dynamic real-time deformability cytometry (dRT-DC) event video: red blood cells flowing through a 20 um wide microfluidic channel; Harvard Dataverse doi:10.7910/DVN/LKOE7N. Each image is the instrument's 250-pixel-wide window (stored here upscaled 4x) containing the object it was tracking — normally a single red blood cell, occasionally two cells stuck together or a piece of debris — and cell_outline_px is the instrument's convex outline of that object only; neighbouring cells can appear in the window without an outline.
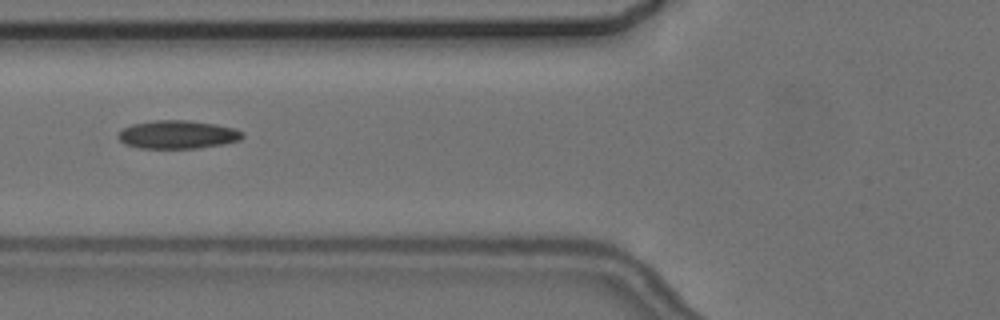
{"species": "common noctule bat (a hibernating species)", "species_latin": "Nyctalus noctula", "temperature_condition": "cold", "stored_images_in_passage": 8, "camera_frame_rate_fps": 3000, "um_per_image_px": 0.085, "animal": {"sex": "female", "body_mass_g": 24.6, "forearm_length_mm": 56.2}, "frame": {"image": 1, "passage_image": 6, "time_ms": 6.667, "image_size_px": [1000, 320], "cell_outline_px": [[244, 136], [240, 140], [224, 144], [200, 148], [136, 148], [124, 144], [116, 136], [124, 128], [132, 124], [152, 120], [188, 120], [216, 124], [232, 128], [244, 132]], "centroid_in_image_um": [15.09, 11.44], "position_along_channel_um": 110.7, "area_um2": 20.63}}
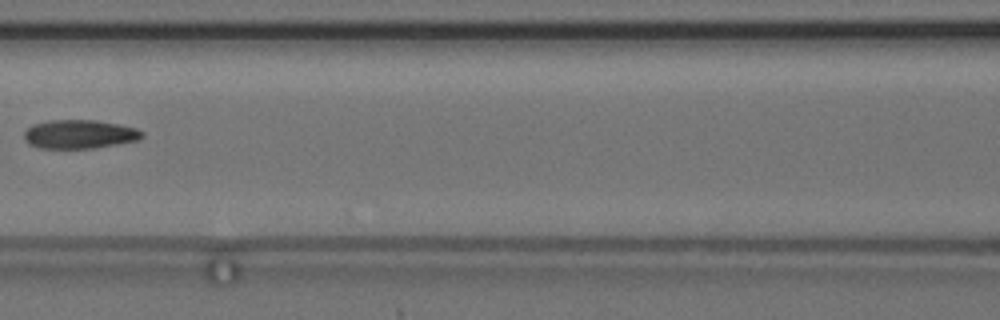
{"frame": {"image": 2, "passage_image": 7, "time_ms": 8.0, "image_size_px": [1000, 320], "cell_outline_px": [[144, 136], [140, 140], [96, 148], [40, 148], [28, 144], [24, 140], [24, 132], [32, 124], [52, 120], [96, 120], [120, 124], [136, 128], [144, 132]], "centroid_in_image_um": [6.78, 11.41], "position_along_channel_um": 159.8, "area_um2": 20.0}}